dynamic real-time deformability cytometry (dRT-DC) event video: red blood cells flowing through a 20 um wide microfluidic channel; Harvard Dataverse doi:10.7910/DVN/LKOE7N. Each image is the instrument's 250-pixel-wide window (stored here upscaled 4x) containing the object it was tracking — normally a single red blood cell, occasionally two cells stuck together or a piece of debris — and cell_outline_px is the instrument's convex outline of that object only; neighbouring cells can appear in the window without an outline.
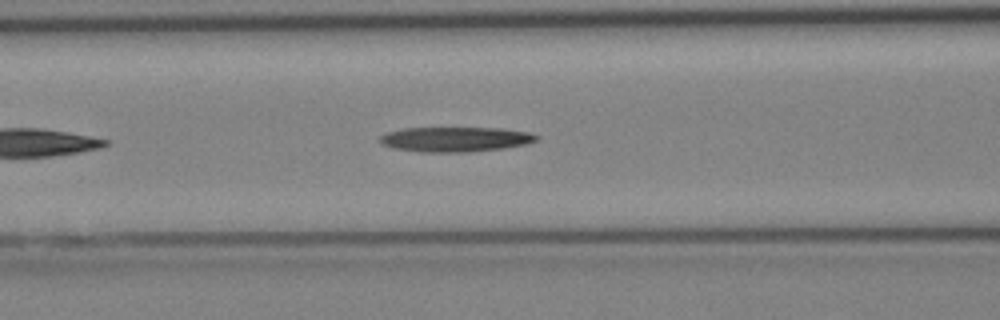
{"species": "Egyptian fruit bat (a non-hibernating species)", "species_latin": "Rousettus aegyptiacus", "temperature_condition": "cold", "stored_images_in_passage": 13, "camera_frame_rate_fps": 3000, "um_per_image_px": 0.085, "animal": {"sex": "female"}, "frame": {"image": 1, "passage_image": 6, "time_ms": 1.667, "image_size_px": [1000, 320], "cell_outline_px": [[540, 140], [528, 144], [504, 148], [468, 152], [424, 152], [396, 148], [380, 144], [376, 140], [384, 132], [400, 128], [500, 128], [528, 132], [540, 136]], "centroid_in_image_um": [38.69, 11.83], "position_along_channel_um": 127.9, "area_um2": 23.0}}
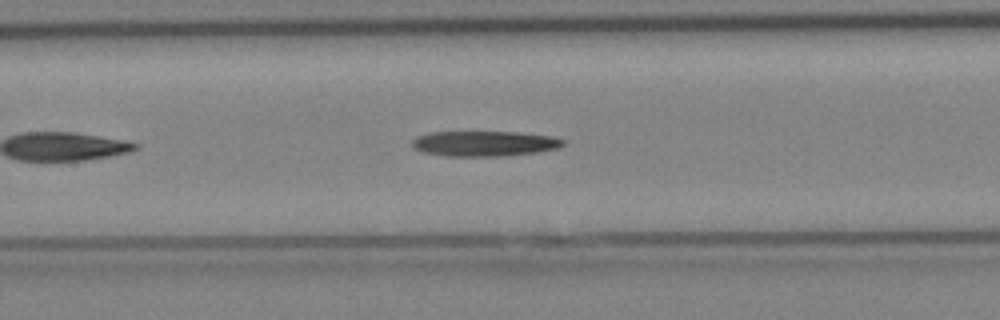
{"frame": {"image": 2, "passage_image": 8, "time_ms": 2.333, "image_size_px": [1000, 320], "cell_outline_px": [[564, 144], [556, 148], [536, 152], [504, 156], [448, 156], [424, 152], [412, 148], [412, 140], [416, 136], [428, 132], [516, 132], [552, 136], [564, 140]], "centroid_in_image_um": [41.12, 12.2], "position_along_channel_um": 166.3, "area_um2": 22.2}}